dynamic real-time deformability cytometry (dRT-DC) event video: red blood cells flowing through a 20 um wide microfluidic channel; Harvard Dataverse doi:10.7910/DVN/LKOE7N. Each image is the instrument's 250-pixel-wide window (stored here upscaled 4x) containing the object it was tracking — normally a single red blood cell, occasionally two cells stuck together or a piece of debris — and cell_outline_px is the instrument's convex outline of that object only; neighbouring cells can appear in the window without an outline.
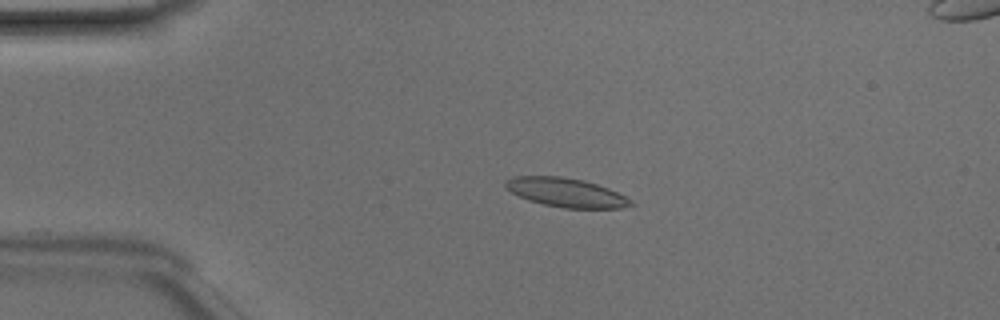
{"species": "Egyptian fruit bat (a non-hibernating species)", "species_latin": "Rousettus aegyptiacus", "temperature_condition": "room temperature", "stored_images_in_passage": 42, "segment_of_instrument_passage": [1, 2], "camera_frame_rate_fps": 3000, "um_per_image_px": 0.085, "animal": {"sex": "male"}, "frame": {"image": 1, "passage_image": 3, "time_ms": 0.667, "image_size_px": [1000, 320], "cell_outline_px": [[636, 204], [624, 208], [564, 208], [544, 204], [528, 200], [504, 188], [504, 180], [512, 176], [560, 176], [584, 180], [608, 188], [632, 200]], "centroid_in_image_um": [48.1, 16.36], "position_along_channel_um": 36.9, "area_um2": 21.21}}
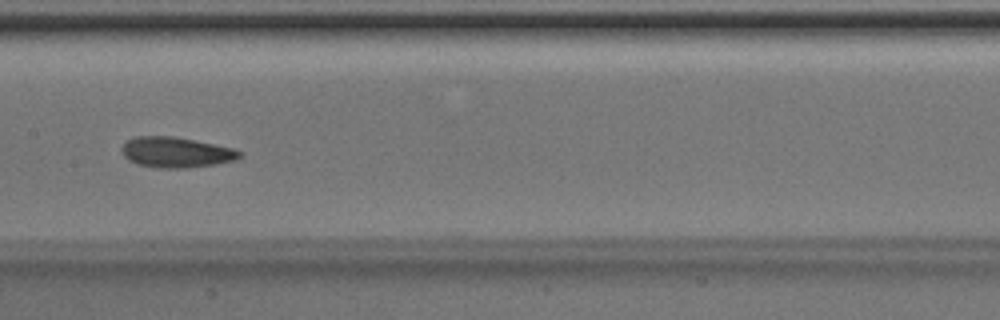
{"frame": {"image": 2, "passage_image": 17, "time_ms": 5.333, "image_size_px": [1000, 320], "cell_outline_px": [[244, 152], [236, 160], [216, 164], [188, 168], [156, 168], [140, 164], [128, 160], [120, 152], [120, 148], [128, 140], [136, 136], [176, 136], [232, 148]], "centroid_in_image_um": [14.96, 12.95], "position_along_channel_um": 192.4, "area_um2": 21.04}}
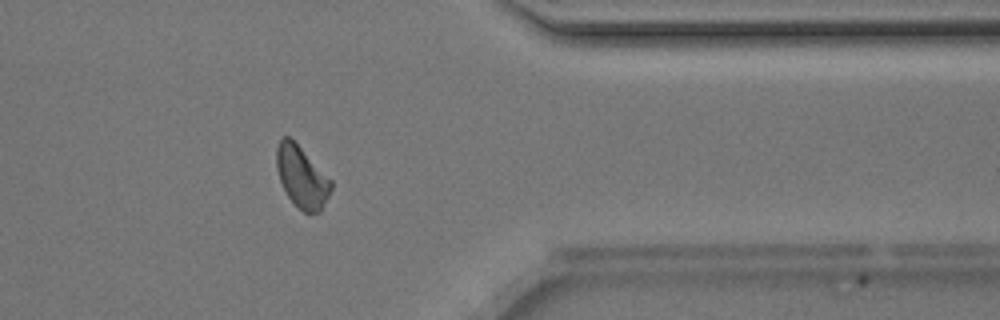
{"frame": {"image": 3, "passage_image": 32, "time_ms": 10.333, "image_size_px": [1000, 320], "cell_outline_px": [[332, 188], [320, 212], [304, 212], [288, 196], [280, 180], [276, 168], [276, 148], [280, 140], [284, 136], [288, 136], [332, 180]], "centroid_in_image_um": [25.64, 15.04], "position_along_channel_um": 385.8, "area_um2": 19.02}}